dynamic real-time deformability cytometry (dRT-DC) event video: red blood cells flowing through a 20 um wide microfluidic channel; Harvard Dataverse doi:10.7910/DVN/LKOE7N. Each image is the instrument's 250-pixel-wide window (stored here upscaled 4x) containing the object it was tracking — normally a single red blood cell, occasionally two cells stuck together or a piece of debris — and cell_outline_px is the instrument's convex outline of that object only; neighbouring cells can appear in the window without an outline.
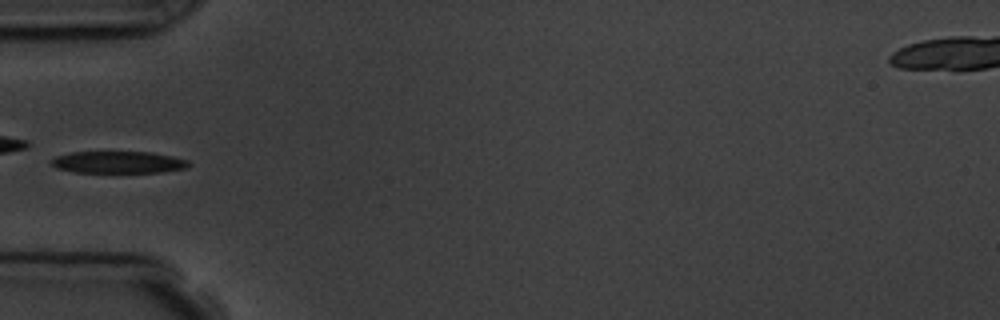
{"species": "common noctule bat (a hibernating species)", "species_latin": "Nyctalus noctula", "temperature_condition": "room temperature", "stored_images_in_passage": 7, "camera_frame_rate_fps": 3000, "um_per_image_px": 0.085, "animal": {"sex": "male", "body_mass_g": 19.5, "forearm_length_mm": 54.6}, "frame": {"image": 1, "passage_image": 6, "time_ms": 5.667, "image_size_px": [1000, 320], "cell_outline_px": [[192, 164], [188, 168], [160, 172], [72, 172], [56, 168], [52, 164], [52, 160], [56, 156], [72, 152], [152, 152], [172, 156], [188, 160]], "centroid_in_image_um": [10.1, 13.79], "position_along_channel_um": 74.9, "area_um2": 17.57}}